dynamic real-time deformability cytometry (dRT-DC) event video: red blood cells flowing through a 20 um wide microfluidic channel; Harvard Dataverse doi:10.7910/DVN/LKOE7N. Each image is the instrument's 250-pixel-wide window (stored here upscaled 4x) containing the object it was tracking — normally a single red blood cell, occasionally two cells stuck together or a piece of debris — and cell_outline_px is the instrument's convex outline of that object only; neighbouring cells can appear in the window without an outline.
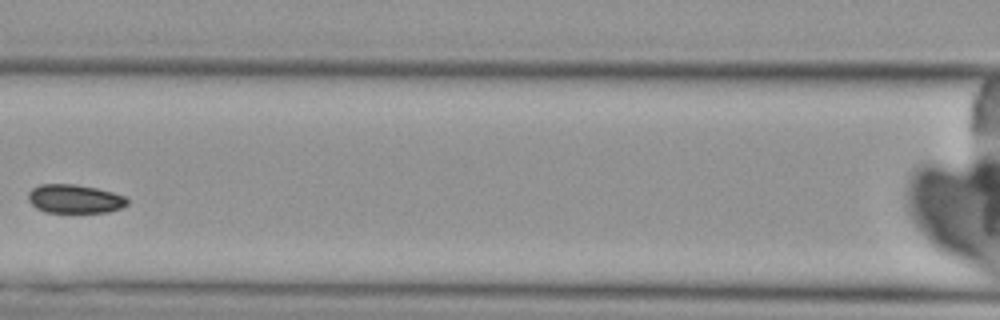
{"species": "Egyptian fruit bat (a non-hibernating species)", "species_latin": "Rousettus aegyptiacus", "temperature_condition": "cold", "stored_images_in_passage": 4, "camera_frame_rate_fps": 3000, "um_per_image_px": 0.085, "animal": {"sex": "female"}, "frame": {"image": 1, "passage_image": 3, "time_ms": 2.333, "image_size_px": [1000, 320], "cell_outline_px": [[128, 204], [120, 208], [108, 212], [44, 212], [36, 208], [28, 200], [28, 192], [32, 188], [40, 184], [76, 184], [96, 188], [112, 192], [124, 196], [128, 200]], "centroid_in_image_um": [6.32, 16.9], "position_along_channel_um": 160.3, "area_um2": 16.59}}
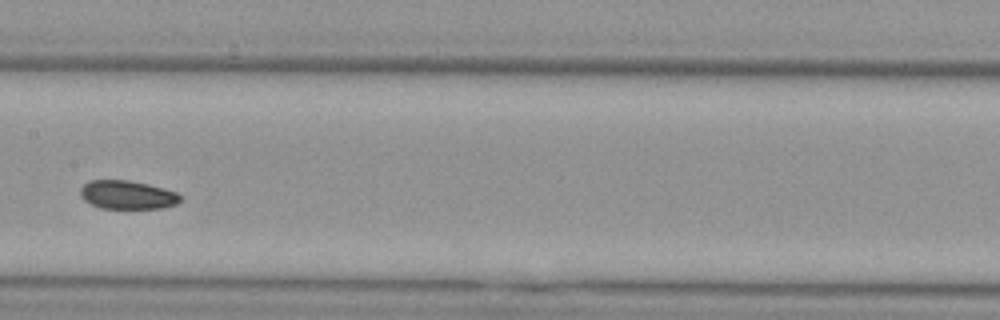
{"frame": {"image": 2, "passage_image": 4, "time_ms": 3.333, "image_size_px": [1000, 320], "cell_outline_px": [[184, 196], [176, 204], [164, 208], [100, 208], [84, 200], [80, 196], [80, 188], [88, 180], [128, 180], [148, 184], [164, 188], [176, 192]], "centroid_in_image_um": [10.83, 16.55], "position_along_channel_um": 196.6, "area_um2": 16.76}}